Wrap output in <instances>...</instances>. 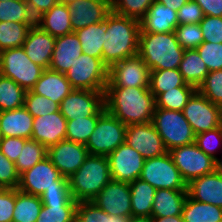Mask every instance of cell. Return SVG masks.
I'll list each match as a JSON object with an SVG mask.
<instances>
[{
    "mask_svg": "<svg viewBox=\"0 0 222 222\" xmlns=\"http://www.w3.org/2000/svg\"><path fill=\"white\" fill-rule=\"evenodd\" d=\"M105 109L125 125L152 122L156 108L149 88L106 87Z\"/></svg>",
    "mask_w": 222,
    "mask_h": 222,
    "instance_id": "6da1fadb",
    "label": "cell"
},
{
    "mask_svg": "<svg viewBox=\"0 0 222 222\" xmlns=\"http://www.w3.org/2000/svg\"><path fill=\"white\" fill-rule=\"evenodd\" d=\"M106 36L102 61L110 68L115 63L138 54L140 21L110 12L105 18Z\"/></svg>",
    "mask_w": 222,
    "mask_h": 222,
    "instance_id": "7a4b0ae2",
    "label": "cell"
},
{
    "mask_svg": "<svg viewBox=\"0 0 222 222\" xmlns=\"http://www.w3.org/2000/svg\"><path fill=\"white\" fill-rule=\"evenodd\" d=\"M184 52L175 32L139 33L138 55L150 71L179 69Z\"/></svg>",
    "mask_w": 222,
    "mask_h": 222,
    "instance_id": "3957f363",
    "label": "cell"
},
{
    "mask_svg": "<svg viewBox=\"0 0 222 222\" xmlns=\"http://www.w3.org/2000/svg\"><path fill=\"white\" fill-rule=\"evenodd\" d=\"M112 180L107 156L89 155L68 177L70 194L77 201H91Z\"/></svg>",
    "mask_w": 222,
    "mask_h": 222,
    "instance_id": "277c9868",
    "label": "cell"
},
{
    "mask_svg": "<svg viewBox=\"0 0 222 222\" xmlns=\"http://www.w3.org/2000/svg\"><path fill=\"white\" fill-rule=\"evenodd\" d=\"M152 123L167 151L195 142V134L182 111L155 108Z\"/></svg>",
    "mask_w": 222,
    "mask_h": 222,
    "instance_id": "5b68a950",
    "label": "cell"
},
{
    "mask_svg": "<svg viewBox=\"0 0 222 222\" xmlns=\"http://www.w3.org/2000/svg\"><path fill=\"white\" fill-rule=\"evenodd\" d=\"M44 70L29 59L23 47L0 52V74L12 79L26 91L35 86Z\"/></svg>",
    "mask_w": 222,
    "mask_h": 222,
    "instance_id": "8992f818",
    "label": "cell"
},
{
    "mask_svg": "<svg viewBox=\"0 0 222 222\" xmlns=\"http://www.w3.org/2000/svg\"><path fill=\"white\" fill-rule=\"evenodd\" d=\"M127 125L105 110L97 120L86 147L89 155L108 156L125 143Z\"/></svg>",
    "mask_w": 222,
    "mask_h": 222,
    "instance_id": "52a82bcc",
    "label": "cell"
},
{
    "mask_svg": "<svg viewBox=\"0 0 222 222\" xmlns=\"http://www.w3.org/2000/svg\"><path fill=\"white\" fill-rule=\"evenodd\" d=\"M108 71L102 59L82 53L65 75L73 89L105 91Z\"/></svg>",
    "mask_w": 222,
    "mask_h": 222,
    "instance_id": "ba28073f",
    "label": "cell"
},
{
    "mask_svg": "<svg viewBox=\"0 0 222 222\" xmlns=\"http://www.w3.org/2000/svg\"><path fill=\"white\" fill-rule=\"evenodd\" d=\"M140 179L155 189L187 190L169 152L154 158L145 159Z\"/></svg>",
    "mask_w": 222,
    "mask_h": 222,
    "instance_id": "9c48e42d",
    "label": "cell"
},
{
    "mask_svg": "<svg viewBox=\"0 0 222 222\" xmlns=\"http://www.w3.org/2000/svg\"><path fill=\"white\" fill-rule=\"evenodd\" d=\"M52 187H69V181L48 157L20 175L18 190L23 193L40 197Z\"/></svg>",
    "mask_w": 222,
    "mask_h": 222,
    "instance_id": "30bf717a",
    "label": "cell"
},
{
    "mask_svg": "<svg viewBox=\"0 0 222 222\" xmlns=\"http://www.w3.org/2000/svg\"><path fill=\"white\" fill-rule=\"evenodd\" d=\"M168 152L186 184L215 170V160L200 150L195 143L176 147Z\"/></svg>",
    "mask_w": 222,
    "mask_h": 222,
    "instance_id": "8fae6325",
    "label": "cell"
},
{
    "mask_svg": "<svg viewBox=\"0 0 222 222\" xmlns=\"http://www.w3.org/2000/svg\"><path fill=\"white\" fill-rule=\"evenodd\" d=\"M182 112L195 135L222 125L221 106L212 103L198 91L188 100Z\"/></svg>",
    "mask_w": 222,
    "mask_h": 222,
    "instance_id": "7c38bea8",
    "label": "cell"
},
{
    "mask_svg": "<svg viewBox=\"0 0 222 222\" xmlns=\"http://www.w3.org/2000/svg\"><path fill=\"white\" fill-rule=\"evenodd\" d=\"M150 86V69L136 54L115 63L109 68L106 87H142Z\"/></svg>",
    "mask_w": 222,
    "mask_h": 222,
    "instance_id": "4fadbf2b",
    "label": "cell"
},
{
    "mask_svg": "<svg viewBox=\"0 0 222 222\" xmlns=\"http://www.w3.org/2000/svg\"><path fill=\"white\" fill-rule=\"evenodd\" d=\"M125 143L133 147L144 159L168 152L152 122L127 125Z\"/></svg>",
    "mask_w": 222,
    "mask_h": 222,
    "instance_id": "5bb4252c",
    "label": "cell"
},
{
    "mask_svg": "<svg viewBox=\"0 0 222 222\" xmlns=\"http://www.w3.org/2000/svg\"><path fill=\"white\" fill-rule=\"evenodd\" d=\"M104 92L74 89L59 104V111L67 120L93 116L105 105Z\"/></svg>",
    "mask_w": 222,
    "mask_h": 222,
    "instance_id": "9a60e30c",
    "label": "cell"
},
{
    "mask_svg": "<svg viewBox=\"0 0 222 222\" xmlns=\"http://www.w3.org/2000/svg\"><path fill=\"white\" fill-rule=\"evenodd\" d=\"M107 159L111 178L126 183L134 182L140 177L145 162L142 155L126 143L118 146Z\"/></svg>",
    "mask_w": 222,
    "mask_h": 222,
    "instance_id": "2e32d148",
    "label": "cell"
},
{
    "mask_svg": "<svg viewBox=\"0 0 222 222\" xmlns=\"http://www.w3.org/2000/svg\"><path fill=\"white\" fill-rule=\"evenodd\" d=\"M91 201L109 215L132 216L129 183L112 179Z\"/></svg>",
    "mask_w": 222,
    "mask_h": 222,
    "instance_id": "e0dca14e",
    "label": "cell"
},
{
    "mask_svg": "<svg viewBox=\"0 0 222 222\" xmlns=\"http://www.w3.org/2000/svg\"><path fill=\"white\" fill-rule=\"evenodd\" d=\"M89 156L84 144L62 140L47 148V157L65 177H70Z\"/></svg>",
    "mask_w": 222,
    "mask_h": 222,
    "instance_id": "ac0fdd59",
    "label": "cell"
},
{
    "mask_svg": "<svg viewBox=\"0 0 222 222\" xmlns=\"http://www.w3.org/2000/svg\"><path fill=\"white\" fill-rule=\"evenodd\" d=\"M73 32L105 20L111 4L105 0H78L68 4Z\"/></svg>",
    "mask_w": 222,
    "mask_h": 222,
    "instance_id": "d6986e66",
    "label": "cell"
},
{
    "mask_svg": "<svg viewBox=\"0 0 222 222\" xmlns=\"http://www.w3.org/2000/svg\"><path fill=\"white\" fill-rule=\"evenodd\" d=\"M67 119L60 111L33 118L31 139L46 148L65 140Z\"/></svg>",
    "mask_w": 222,
    "mask_h": 222,
    "instance_id": "ffe728a7",
    "label": "cell"
},
{
    "mask_svg": "<svg viewBox=\"0 0 222 222\" xmlns=\"http://www.w3.org/2000/svg\"><path fill=\"white\" fill-rule=\"evenodd\" d=\"M55 42V37L35 25L30 28L22 47L33 63L49 69Z\"/></svg>",
    "mask_w": 222,
    "mask_h": 222,
    "instance_id": "44dd1931",
    "label": "cell"
},
{
    "mask_svg": "<svg viewBox=\"0 0 222 222\" xmlns=\"http://www.w3.org/2000/svg\"><path fill=\"white\" fill-rule=\"evenodd\" d=\"M187 194L200 201L222 208V175L216 170L191 180L187 184Z\"/></svg>",
    "mask_w": 222,
    "mask_h": 222,
    "instance_id": "7402d4cb",
    "label": "cell"
},
{
    "mask_svg": "<svg viewBox=\"0 0 222 222\" xmlns=\"http://www.w3.org/2000/svg\"><path fill=\"white\" fill-rule=\"evenodd\" d=\"M75 32L56 38L49 69L66 74L83 53Z\"/></svg>",
    "mask_w": 222,
    "mask_h": 222,
    "instance_id": "603a6c76",
    "label": "cell"
},
{
    "mask_svg": "<svg viewBox=\"0 0 222 222\" xmlns=\"http://www.w3.org/2000/svg\"><path fill=\"white\" fill-rule=\"evenodd\" d=\"M178 25L177 12L155 1L140 20V33L175 32Z\"/></svg>",
    "mask_w": 222,
    "mask_h": 222,
    "instance_id": "cb8c5ba5",
    "label": "cell"
},
{
    "mask_svg": "<svg viewBox=\"0 0 222 222\" xmlns=\"http://www.w3.org/2000/svg\"><path fill=\"white\" fill-rule=\"evenodd\" d=\"M33 118L24 106L0 112V132L2 137L31 139Z\"/></svg>",
    "mask_w": 222,
    "mask_h": 222,
    "instance_id": "d4e9b609",
    "label": "cell"
},
{
    "mask_svg": "<svg viewBox=\"0 0 222 222\" xmlns=\"http://www.w3.org/2000/svg\"><path fill=\"white\" fill-rule=\"evenodd\" d=\"M31 90L60 104L74 89L65 74L45 69Z\"/></svg>",
    "mask_w": 222,
    "mask_h": 222,
    "instance_id": "484cf974",
    "label": "cell"
},
{
    "mask_svg": "<svg viewBox=\"0 0 222 222\" xmlns=\"http://www.w3.org/2000/svg\"><path fill=\"white\" fill-rule=\"evenodd\" d=\"M37 26L55 38L73 33L68 5L60 2L55 4L37 18Z\"/></svg>",
    "mask_w": 222,
    "mask_h": 222,
    "instance_id": "4316f807",
    "label": "cell"
},
{
    "mask_svg": "<svg viewBox=\"0 0 222 222\" xmlns=\"http://www.w3.org/2000/svg\"><path fill=\"white\" fill-rule=\"evenodd\" d=\"M187 195V190L156 189L151 216L167 217L182 215Z\"/></svg>",
    "mask_w": 222,
    "mask_h": 222,
    "instance_id": "83f0119b",
    "label": "cell"
},
{
    "mask_svg": "<svg viewBox=\"0 0 222 222\" xmlns=\"http://www.w3.org/2000/svg\"><path fill=\"white\" fill-rule=\"evenodd\" d=\"M129 185L132 216H151L156 189L140 178Z\"/></svg>",
    "mask_w": 222,
    "mask_h": 222,
    "instance_id": "f1b7e54d",
    "label": "cell"
},
{
    "mask_svg": "<svg viewBox=\"0 0 222 222\" xmlns=\"http://www.w3.org/2000/svg\"><path fill=\"white\" fill-rule=\"evenodd\" d=\"M81 42L82 51L91 57L102 59L103 43L106 36L105 20L75 31Z\"/></svg>",
    "mask_w": 222,
    "mask_h": 222,
    "instance_id": "f546056e",
    "label": "cell"
},
{
    "mask_svg": "<svg viewBox=\"0 0 222 222\" xmlns=\"http://www.w3.org/2000/svg\"><path fill=\"white\" fill-rule=\"evenodd\" d=\"M184 222H222V208L195 201L187 195L182 210Z\"/></svg>",
    "mask_w": 222,
    "mask_h": 222,
    "instance_id": "4dcf8cb0",
    "label": "cell"
},
{
    "mask_svg": "<svg viewBox=\"0 0 222 222\" xmlns=\"http://www.w3.org/2000/svg\"><path fill=\"white\" fill-rule=\"evenodd\" d=\"M179 72L186 83L198 88L209 73L206 64L196 49L185 50L179 66Z\"/></svg>",
    "mask_w": 222,
    "mask_h": 222,
    "instance_id": "1f68e13d",
    "label": "cell"
},
{
    "mask_svg": "<svg viewBox=\"0 0 222 222\" xmlns=\"http://www.w3.org/2000/svg\"><path fill=\"white\" fill-rule=\"evenodd\" d=\"M43 207L39 196L15 189V206L12 222H36Z\"/></svg>",
    "mask_w": 222,
    "mask_h": 222,
    "instance_id": "d6a6232c",
    "label": "cell"
},
{
    "mask_svg": "<svg viewBox=\"0 0 222 222\" xmlns=\"http://www.w3.org/2000/svg\"><path fill=\"white\" fill-rule=\"evenodd\" d=\"M105 105L93 116L67 120L65 140L86 145L95 130L97 120L105 111Z\"/></svg>",
    "mask_w": 222,
    "mask_h": 222,
    "instance_id": "836d02e7",
    "label": "cell"
},
{
    "mask_svg": "<svg viewBox=\"0 0 222 222\" xmlns=\"http://www.w3.org/2000/svg\"><path fill=\"white\" fill-rule=\"evenodd\" d=\"M183 85H191L186 83L179 69H164L150 71V86L151 93L156 98L159 94L165 93L173 88Z\"/></svg>",
    "mask_w": 222,
    "mask_h": 222,
    "instance_id": "e575fe53",
    "label": "cell"
},
{
    "mask_svg": "<svg viewBox=\"0 0 222 222\" xmlns=\"http://www.w3.org/2000/svg\"><path fill=\"white\" fill-rule=\"evenodd\" d=\"M26 23L37 25V19L25 0H10L0 2V22Z\"/></svg>",
    "mask_w": 222,
    "mask_h": 222,
    "instance_id": "d590c367",
    "label": "cell"
},
{
    "mask_svg": "<svg viewBox=\"0 0 222 222\" xmlns=\"http://www.w3.org/2000/svg\"><path fill=\"white\" fill-rule=\"evenodd\" d=\"M26 90L0 74V112L24 106Z\"/></svg>",
    "mask_w": 222,
    "mask_h": 222,
    "instance_id": "8d00e7d4",
    "label": "cell"
},
{
    "mask_svg": "<svg viewBox=\"0 0 222 222\" xmlns=\"http://www.w3.org/2000/svg\"><path fill=\"white\" fill-rule=\"evenodd\" d=\"M196 91L197 88L193 85H183L161 93L155 98L156 108L183 111L184 106Z\"/></svg>",
    "mask_w": 222,
    "mask_h": 222,
    "instance_id": "74e56055",
    "label": "cell"
},
{
    "mask_svg": "<svg viewBox=\"0 0 222 222\" xmlns=\"http://www.w3.org/2000/svg\"><path fill=\"white\" fill-rule=\"evenodd\" d=\"M32 26L18 22H0V52L22 47Z\"/></svg>",
    "mask_w": 222,
    "mask_h": 222,
    "instance_id": "f35d334b",
    "label": "cell"
},
{
    "mask_svg": "<svg viewBox=\"0 0 222 222\" xmlns=\"http://www.w3.org/2000/svg\"><path fill=\"white\" fill-rule=\"evenodd\" d=\"M131 217L109 215L92 201H80L76 208V220L79 222H130Z\"/></svg>",
    "mask_w": 222,
    "mask_h": 222,
    "instance_id": "ab89813d",
    "label": "cell"
},
{
    "mask_svg": "<svg viewBox=\"0 0 222 222\" xmlns=\"http://www.w3.org/2000/svg\"><path fill=\"white\" fill-rule=\"evenodd\" d=\"M77 205L73 198L66 204L43 205L36 222H73Z\"/></svg>",
    "mask_w": 222,
    "mask_h": 222,
    "instance_id": "60d3db41",
    "label": "cell"
},
{
    "mask_svg": "<svg viewBox=\"0 0 222 222\" xmlns=\"http://www.w3.org/2000/svg\"><path fill=\"white\" fill-rule=\"evenodd\" d=\"M45 157H47V148L38 141L28 139L15 162L18 174L21 175Z\"/></svg>",
    "mask_w": 222,
    "mask_h": 222,
    "instance_id": "b9f144b4",
    "label": "cell"
},
{
    "mask_svg": "<svg viewBox=\"0 0 222 222\" xmlns=\"http://www.w3.org/2000/svg\"><path fill=\"white\" fill-rule=\"evenodd\" d=\"M194 143L206 155L216 160L222 154V125L195 135Z\"/></svg>",
    "mask_w": 222,
    "mask_h": 222,
    "instance_id": "7bdbcfd3",
    "label": "cell"
},
{
    "mask_svg": "<svg viewBox=\"0 0 222 222\" xmlns=\"http://www.w3.org/2000/svg\"><path fill=\"white\" fill-rule=\"evenodd\" d=\"M156 0H114L111 11L125 17L141 20Z\"/></svg>",
    "mask_w": 222,
    "mask_h": 222,
    "instance_id": "ee69618b",
    "label": "cell"
},
{
    "mask_svg": "<svg viewBox=\"0 0 222 222\" xmlns=\"http://www.w3.org/2000/svg\"><path fill=\"white\" fill-rule=\"evenodd\" d=\"M24 107L33 116L39 117L59 111V104L49 98L28 90L25 95Z\"/></svg>",
    "mask_w": 222,
    "mask_h": 222,
    "instance_id": "f6af8a7d",
    "label": "cell"
},
{
    "mask_svg": "<svg viewBox=\"0 0 222 222\" xmlns=\"http://www.w3.org/2000/svg\"><path fill=\"white\" fill-rule=\"evenodd\" d=\"M197 91L212 103L222 106V70L210 71Z\"/></svg>",
    "mask_w": 222,
    "mask_h": 222,
    "instance_id": "bcb514c9",
    "label": "cell"
},
{
    "mask_svg": "<svg viewBox=\"0 0 222 222\" xmlns=\"http://www.w3.org/2000/svg\"><path fill=\"white\" fill-rule=\"evenodd\" d=\"M175 35L184 50L196 49L204 42L200 24H179L175 29Z\"/></svg>",
    "mask_w": 222,
    "mask_h": 222,
    "instance_id": "7dc6e473",
    "label": "cell"
},
{
    "mask_svg": "<svg viewBox=\"0 0 222 222\" xmlns=\"http://www.w3.org/2000/svg\"><path fill=\"white\" fill-rule=\"evenodd\" d=\"M196 50L209 72L222 70V43L203 42Z\"/></svg>",
    "mask_w": 222,
    "mask_h": 222,
    "instance_id": "c3c4849f",
    "label": "cell"
},
{
    "mask_svg": "<svg viewBox=\"0 0 222 222\" xmlns=\"http://www.w3.org/2000/svg\"><path fill=\"white\" fill-rule=\"evenodd\" d=\"M19 181L15 163L0 151V188L18 189Z\"/></svg>",
    "mask_w": 222,
    "mask_h": 222,
    "instance_id": "681fc988",
    "label": "cell"
},
{
    "mask_svg": "<svg viewBox=\"0 0 222 222\" xmlns=\"http://www.w3.org/2000/svg\"><path fill=\"white\" fill-rule=\"evenodd\" d=\"M199 24L204 42L222 43V17L204 16Z\"/></svg>",
    "mask_w": 222,
    "mask_h": 222,
    "instance_id": "f907efd6",
    "label": "cell"
},
{
    "mask_svg": "<svg viewBox=\"0 0 222 222\" xmlns=\"http://www.w3.org/2000/svg\"><path fill=\"white\" fill-rule=\"evenodd\" d=\"M203 18L202 8L194 0H189L177 11L178 24H199Z\"/></svg>",
    "mask_w": 222,
    "mask_h": 222,
    "instance_id": "816d5d0a",
    "label": "cell"
},
{
    "mask_svg": "<svg viewBox=\"0 0 222 222\" xmlns=\"http://www.w3.org/2000/svg\"><path fill=\"white\" fill-rule=\"evenodd\" d=\"M15 206V189L0 188V222H12Z\"/></svg>",
    "mask_w": 222,
    "mask_h": 222,
    "instance_id": "f5cc1de1",
    "label": "cell"
},
{
    "mask_svg": "<svg viewBox=\"0 0 222 222\" xmlns=\"http://www.w3.org/2000/svg\"><path fill=\"white\" fill-rule=\"evenodd\" d=\"M28 139L19 137H2L0 151L12 162H16L21 150Z\"/></svg>",
    "mask_w": 222,
    "mask_h": 222,
    "instance_id": "db71d44e",
    "label": "cell"
},
{
    "mask_svg": "<svg viewBox=\"0 0 222 222\" xmlns=\"http://www.w3.org/2000/svg\"><path fill=\"white\" fill-rule=\"evenodd\" d=\"M43 205L66 204L71 198L70 187H52L40 196Z\"/></svg>",
    "mask_w": 222,
    "mask_h": 222,
    "instance_id": "11a10c76",
    "label": "cell"
},
{
    "mask_svg": "<svg viewBox=\"0 0 222 222\" xmlns=\"http://www.w3.org/2000/svg\"><path fill=\"white\" fill-rule=\"evenodd\" d=\"M203 11L204 16L222 17V0H194Z\"/></svg>",
    "mask_w": 222,
    "mask_h": 222,
    "instance_id": "9f6ffc18",
    "label": "cell"
},
{
    "mask_svg": "<svg viewBox=\"0 0 222 222\" xmlns=\"http://www.w3.org/2000/svg\"><path fill=\"white\" fill-rule=\"evenodd\" d=\"M25 2L31 8L33 15L37 19L43 13L50 10L59 1L58 0H25Z\"/></svg>",
    "mask_w": 222,
    "mask_h": 222,
    "instance_id": "6f0895ef",
    "label": "cell"
},
{
    "mask_svg": "<svg viewBox=\"0 0 222 222\" xmlns=\"http://www.w3.org/2000/svg\"><path fill=\"white\" fill-rule=\"evenodd\" d=\"M156 1L163 4L165 7H168L171 10H174L177 12L189 0H156Z\"/></svg>",
    "mask_w": 222,
    "mask_h": 222,
    "instance_id": "680465c9",
    "label": "cell"
},
{
    "mask_svg": "<svg viewBox=\"0 0 222 222\" xmlns=\"http://www.w3.org/2000/svg\"><path fill=\"white\" fill-rule=\"evenodd\" d=\"M154 222H184L182 215L167 216V217H153Z\"/></svg>",
    "mask_w": 222,
    "mask_h": 222,
    "instance_id": "91938a15",
    "label": "cell"
},
{
    "mask_svg": "<svg viewBox=\"0 0 222 222\" xmlns=\"http://www.w3.org/2000/svg\"><path fill=\"white\" fill-rule=\"evenodd\" d=\"M130 222H154L152 216H131Z\"/></svg>",
    "mask_w": 222,
    "mask_h": 222,
    "instance_id": "94428289",
    "label": "cell"
},
{
    "mask_svg": "<svg viewBox=\"0 0 222 222\" xmlns=\"http://www.w3.org/2000/svg\"><path fill=\"white\" fill-rule=\"evenodd\" d=\"M215 170L222 175V154L215 160Z\"/></svg>",
    "mask_w": 222,
    "mask_h": 222,
    "instance_id": "6125c7cd",
    "label": "cell"
},
{
    "mask_svg": "<svg viewBox=\"0 0 222 222\" xmlns=\"http://www.w3.org/2000/svg\"><path fill=\"white\" fill-rule=\"evenodd\" d=\"M60 3H65V4H68L69 2H72V1H78V0H58Z\"/></svg>",
    "mask_w": 222,
    "mask_h": 222,
    "instance_id": "be15d7a7",
    "label": "cell"
},
{
    "mask_svg": "<svg viewBox=\"0 0 222 222\" xmlns=\"http://www.w3.org/2000/svg\"><path fill=\"white\" fill-rule=\"evenodd\" d=\"M107 1L109 4H112L114 2V0H105Z\"/></svg>",
    "mask_w": 222,
    "mask_h": 222,
    "instance_id": "e7e4bbea",
    "label": "cell"
}]
</instances>
